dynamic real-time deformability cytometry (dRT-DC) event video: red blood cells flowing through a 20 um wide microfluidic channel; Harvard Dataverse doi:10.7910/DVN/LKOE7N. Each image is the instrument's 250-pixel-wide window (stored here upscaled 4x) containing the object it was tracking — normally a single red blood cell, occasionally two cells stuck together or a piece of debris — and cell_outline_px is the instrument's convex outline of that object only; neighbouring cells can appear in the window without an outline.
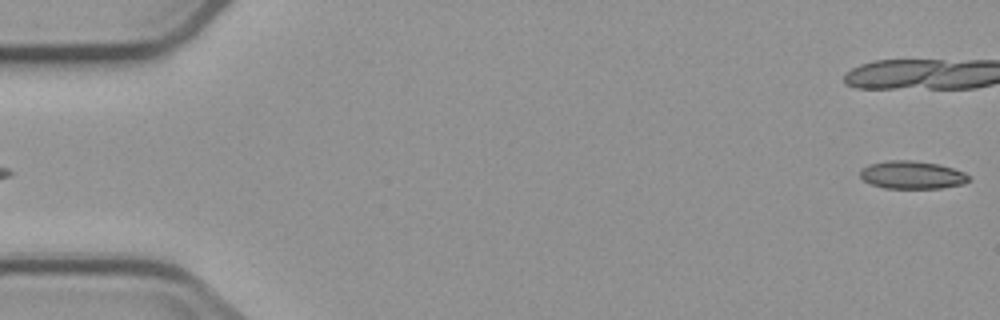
{"species": "common noctule bat (a hibernating species)", "species_latin": "Nyctalus noctula", "temperature_condition": "cold", "stored_images_in_passage": 6, "camera_frame_rate_fps": 3000, "um_per_image_px": 0.085, "animal": {"sex": "male", "body_mass_g": 23.1, "forearm_length_mm": 52.7}, "frame": {"image": 1, "passage_image": 6, "time_ms": 6.0, "image_size_px": [1000, 320], "cell_outline_px": [[972, 180], [964, 184], [940, 188], [884, 188], [872, 184], [864, 180], [860, 176], [860, 168], [868, 164], [888, 160], [912, 160], [936, 164], [952, 168], [964, 172], [972, 176]], "centroid_in_image_um": [77.55, 14.87], "position_along_channel_um": 7.5, "area_um2": 17.8}}